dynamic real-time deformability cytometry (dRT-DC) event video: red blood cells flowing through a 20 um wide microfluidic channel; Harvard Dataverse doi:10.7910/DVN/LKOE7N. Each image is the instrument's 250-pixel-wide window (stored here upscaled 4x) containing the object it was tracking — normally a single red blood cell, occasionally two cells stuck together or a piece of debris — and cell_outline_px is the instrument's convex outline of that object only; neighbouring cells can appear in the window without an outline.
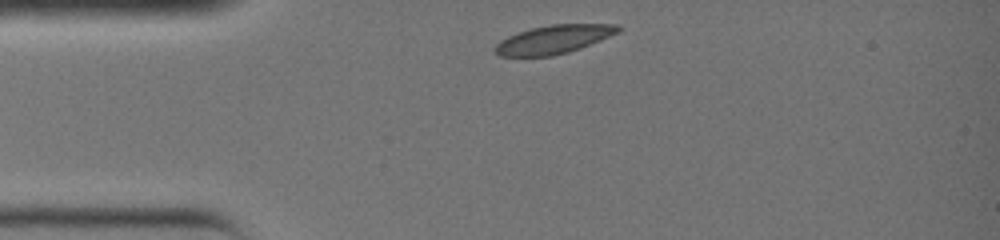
{"species": "common noctule bat (a hibernating species)", "species_latin": "Nyctalus noctula", "temperature_condition": "warm", "stored_images_in_passage": 25, "camera_frame_rate_fps": 3000, "um_per_image_px": 0.085, "animal": {"sex": "female", "body_mass_g": 19.0, "forearm_length_mm": 51.5}, "frame": {"image": 1, "passage_image": 1, "time_ms": 0.0, "image_size_px": [1000, 240], "cell_outline_px": [[624, 28], [620, 32], [580, 48], [568, 52], [552, 56], [500, 56], [496, 52], [496, 44], [500, 40], [508, 36], [532, 28], [552, 24], [620, 24]], "centroid_in_image_um": [47.13, 3.34], "position_along_channel_um": 37.9, "area_um2": 20.35}}
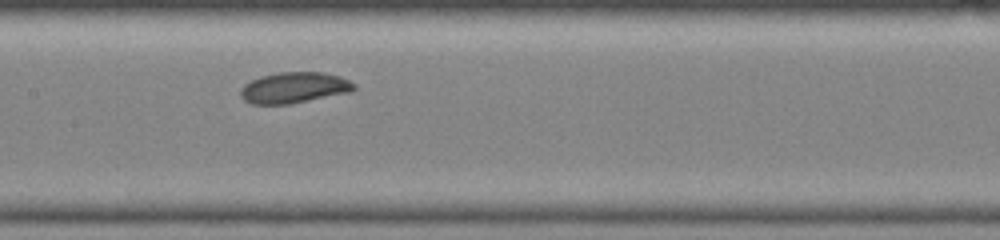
{"frame": {"image": 2, "passage_image": 11, "time_ms": 3.333, "image_size_px": [1000, 240], "cell_outline_px": [[356, 88], [352, 92], [288, 104], [252, 104], [244, 100], [240, 96], [240, 88], [244, 84], [260, 76], [280, 72], [324, 72], [340, 76], [356, 84]], "centroid_in_image_um": [25.01, 7.45], "position_along_channel_um": 182.4, "area_um2": 20.58}}
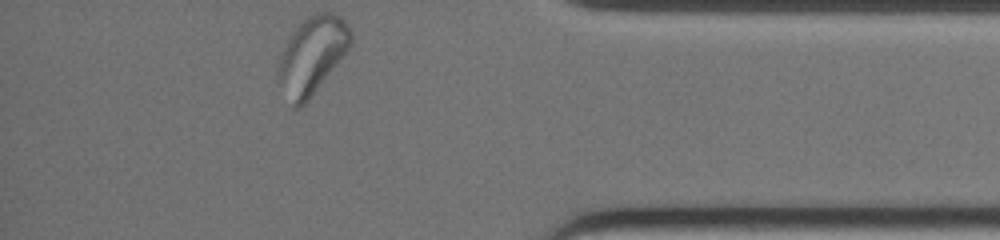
{"frame": {"image": 3, "passage_image": 25, "time_ms": 8.0, "image_size_px": [1000, 240], "cell_outline_px": [[352, 44], [308, 100], [300, 108], [292, 108], [276, 80], [276, 72], [280, 56], [292, 32], [300, 20], [316, 12], [332, 12], [340, 16], [348, 24], [352, 32]], "centroid_in_image_um": [26.5, 4.69], "position_along_channel_um": 408.7, "area_um2": 32.83}}